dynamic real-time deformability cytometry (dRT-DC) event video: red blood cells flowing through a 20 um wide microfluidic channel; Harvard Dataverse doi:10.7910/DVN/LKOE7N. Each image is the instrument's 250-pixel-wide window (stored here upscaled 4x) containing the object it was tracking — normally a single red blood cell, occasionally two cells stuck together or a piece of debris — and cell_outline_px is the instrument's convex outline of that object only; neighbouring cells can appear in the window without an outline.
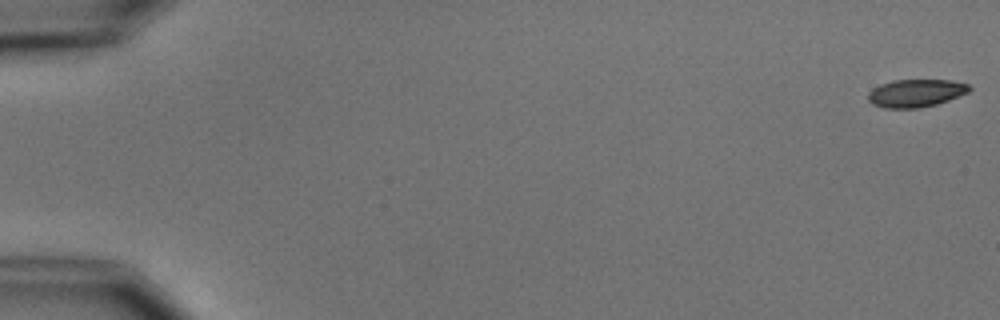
{"species": "common noctule bat (a hibernating species)", "species_latin": "Nyctalus noctula", "temperature_condition": "cold", "stored_images_in_passage": 5, "camera_frame_rate_fps": 3000, "um_per_image_px": 0.085, "animal": {"sex": "male", "body_mass_g": 15.6}, "frame": {"image": 1, "passage_image": 1, "time_ms": 0.0, "image_size_px": [1000, 320], "cell_outline_px": [[972, 88], [968, 92], [948, 100], [936, 104], [916, 108], [884, 108], [872, 104], [868, 100], [868, 92], [872, 88], [880, 84], [892, 80], [952, 80], [968, 84]], "centroid_in_image_um": [77.81, 7.91], "position_along_channel_um": 7.2, "area_um2": 16.42}}
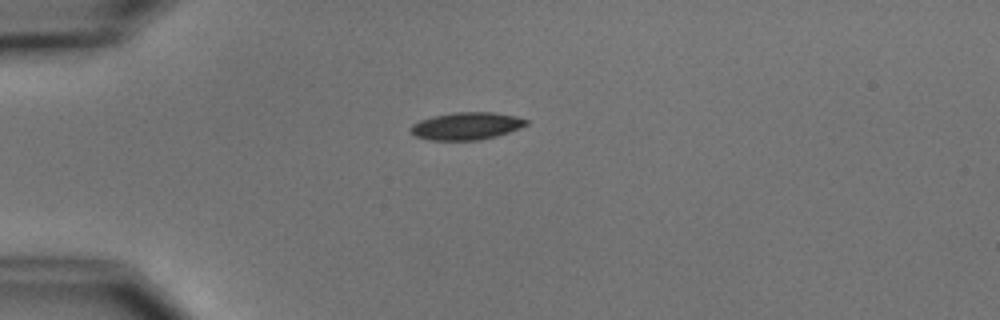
{"frame": {"image": 2, "passage_image": 5, "time_ms": 4.667, "image_size_px": [1000, 320], "cell_outline_px": [[528, 124], [520, 128], [496, 136], [476, 140], [428, 140], [416, 136], [412, 132], [412, 124], [420, 120], [432, 116], [452, 112], [492, 112], [516, 116], [528, 120]], "centroid_in_image_um": [39.66, 10.7], "position_along_channel_um": 45.3, "area_um2": 18.38}}